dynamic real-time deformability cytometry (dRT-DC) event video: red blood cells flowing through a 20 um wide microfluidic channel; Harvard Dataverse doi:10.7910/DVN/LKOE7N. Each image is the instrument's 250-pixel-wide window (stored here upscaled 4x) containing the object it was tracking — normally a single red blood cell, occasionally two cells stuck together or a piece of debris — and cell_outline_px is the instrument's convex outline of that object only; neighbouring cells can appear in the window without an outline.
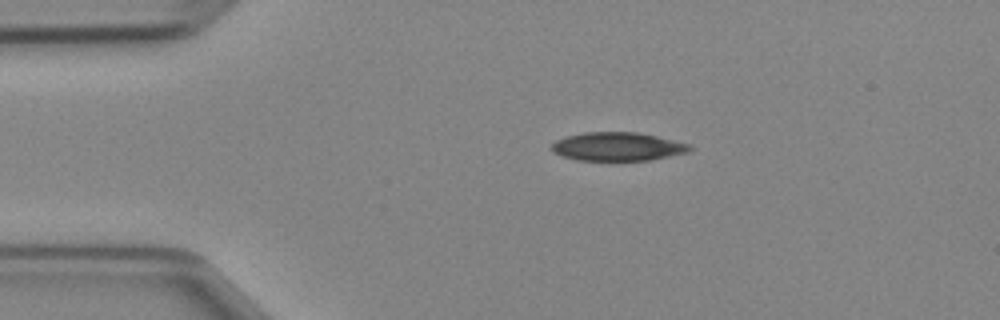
{"species": "Egyptian fruit bat (a non-hibernating species)", "species_latin": "Rousettus aegyptiacus", "temperature_condition": "cold", "stored_images_in_passage": 38, "camera_frame_rate_fps": 3000, "um_per_image_px": 0.085, "animal": {"sex": "female"}, "frame": {"image": 1, "passage_image": 1, "time_ms": 0.0, "image_size_px": [1000, 320], "cell_outline_px": [[692, 148], [688, 152], [648, 160], [576, 160], [560, 156], [552, 152], [548, 148], [556, 140], [568, 136], [584, 132], [640, 132], [692, 144]], "centroid_in_image_um": [52.47, 12.45], "position_along_channel_um": 32.5, "area_um2": 23.12}}
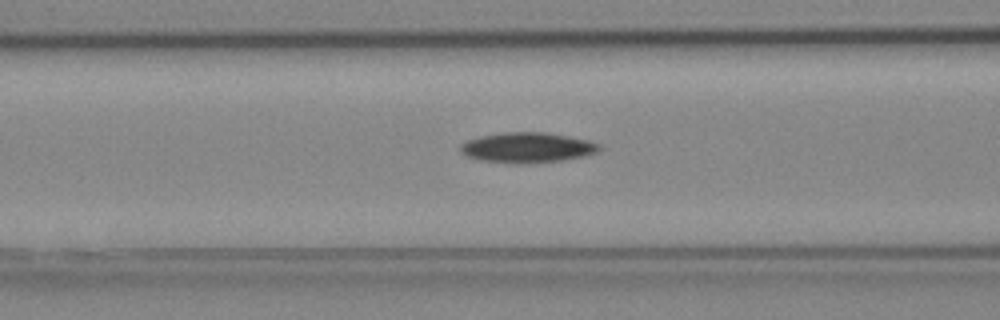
{"frame": {"image": 2, "passage_image": 10, "time_ms": 3.0, "image_size_px": [1000, 320], "cell_outline_px": [[600, 148], [596, 152], [584, 156], [560, 160], [520, 164], [512, 164], [480, 160], [468, 156], [460, 152], [460, 144], [468, 140], [480, 136], [504, 132], [544, 132], [568, 136], [588, 140], [600, 144]], "centroid_in_image_um": [44.79, 12.54], "position_along_channel_um": 121.8, "area_um2": 24.39}}
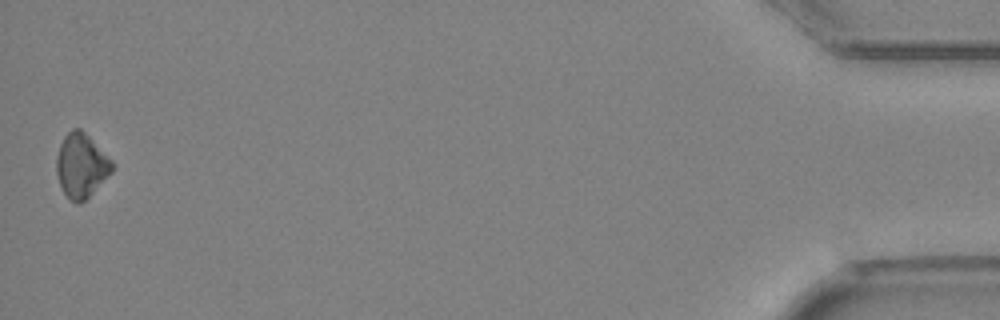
{"frame": {"image": 3, "passage_image": 38, "time_ms": 12.333, "image_size_px": [1000, 320], "cell_outline_px": [[116, 164], [112, 172], [80, 204], [76, 204], [68, 200], [60, 184], [56, 172], [56, 156], [60, 144], [64, 136], [72, 128], [80, 128]], "centroid_in_image_um": [6.9, 14.08], "position_along_channel_um": 428.3, "area_um2": 20.75}}